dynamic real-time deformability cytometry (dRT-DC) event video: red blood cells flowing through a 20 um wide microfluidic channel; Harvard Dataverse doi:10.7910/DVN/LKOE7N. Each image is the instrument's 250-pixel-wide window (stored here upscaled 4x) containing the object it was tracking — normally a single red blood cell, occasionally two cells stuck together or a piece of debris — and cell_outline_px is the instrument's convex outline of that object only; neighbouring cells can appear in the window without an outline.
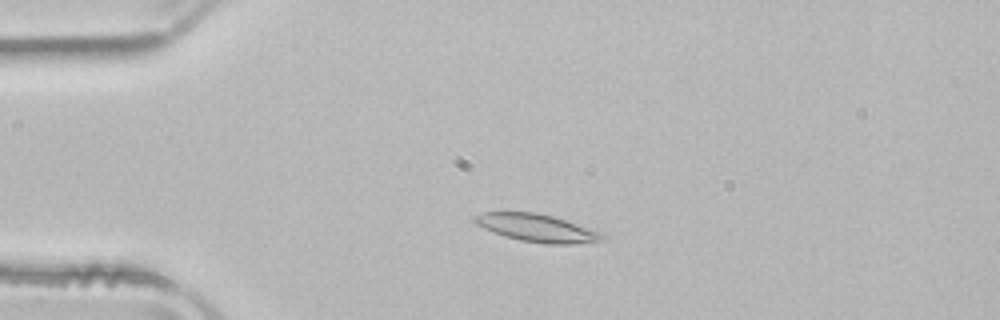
{"species": "common noctule bat (a hibernating species)", "species_latin": "Nyctalus noctula", "temperature_condition": "room temperature", "stored_images_in_passage": 40, "camera_frame_rate_fps": 3000, "um_per_image_px": 0.085, "animal": {"sex": "male", "body_mass_g": 21.5, "forearm_length_mm": 52.0}, "frame": {"image": 1, "passage_image": 10, "time_ms": 3.0, "image_size_px": [1000, 320], "cell_outline_px": [[608, 240], [572, 244], [548, 244], [520, 240], [504, 236], [492, 232], [476, 224], [472, 220], [472, 216], [484, 212], [536, 212], [552, 216], [600, 232], [608, 236]], "centroid_in_image_um": [45.63, 19.38], "position_along_channel_um": 39.4, "area_um2": 20.63}}
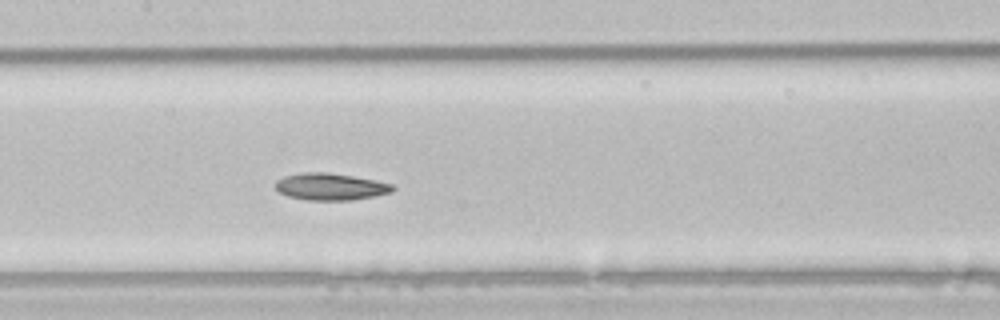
{"frame": {"image": 2, "passage_image": 23, "time_ms": 7.333, "image_size_px": [1000, 320], "cell_outline_px": [[396, 188], [392, 192], [376, 196], [352, 200], [308, 200], [288, 196], [280, 192], [276, 188], [276, 180], [284, 176], [300, 172], [328, 172], [352, 176], [392, 184]], "centroid_in_image_um": [28.09, 15.86], "position_along_channel_um": 179.3, "area_um2": 18.38}}
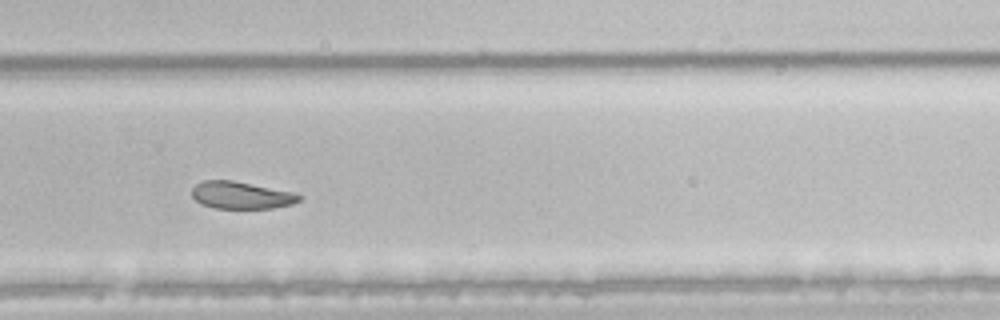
{"frame": {"image": 3, "passage_image": 33, "time_ms": 10.667, "image_size_px": [1000, 320], "cell_outline_px": [[300, 200], [292, 204], [272, 208], [216, 208], [204, 204], [196, 200], [192, 196], [192, 188], [200, 180], [232, 180], [292, 192], [300, 196]], "centroid_in_image_um": [20.47, 16.58], "position_along_channel_um": 309.3, "area_um2": 16.76}}